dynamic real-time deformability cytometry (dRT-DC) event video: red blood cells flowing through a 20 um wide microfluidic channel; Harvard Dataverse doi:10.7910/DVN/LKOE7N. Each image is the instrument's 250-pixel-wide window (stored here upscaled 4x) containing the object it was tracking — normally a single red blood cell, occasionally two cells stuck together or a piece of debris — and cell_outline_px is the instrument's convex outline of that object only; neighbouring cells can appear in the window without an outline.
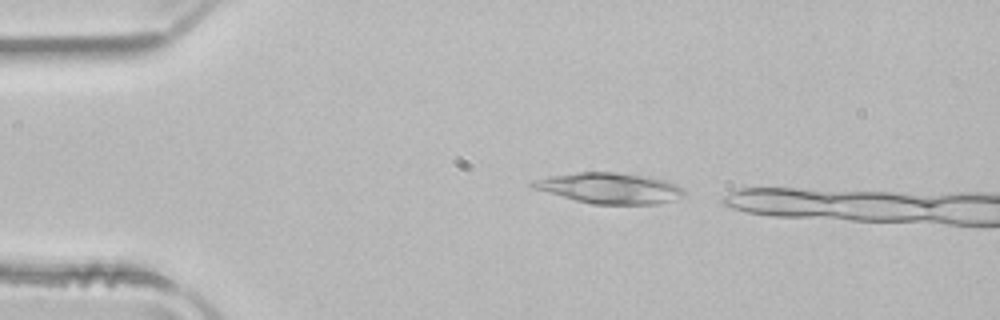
{"species": "common noctule bat (a hibernating species)", "species_latin": "Nyctalus noctula", "temperature_condition": "room temperature", "stored_images_in_passage": 7, "camera_frame_rate_fps": 3000, "um_per_image_px": 0.085, "animal": {"sex": "male", "body_mass_g": 21.5, "forearm_length_mm": 52.0}, "frame": {"image": 1, "passage_image": 1, "time_ms": 0.0, "image_size_px": [1000, 320], "cell_outline_px": [[684, 192], [676, 200], [656, 204], [592, 204], [576, 200], [532, 188], [528, 184], [532, 180], [548, 176], [580, 172], [616, 172], [648, 176], [664, 180], [676, 184], [684, 188]], "centroid_in_image_um": [51.81, 15.99], "position_along_channel_um": 33.2, "area_um2": 27.11}}